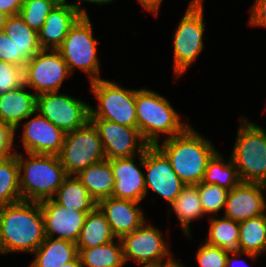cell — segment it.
<instances>
[{
    "label": "cell",
    "instance_id": "cell-43",
    "mask_svg": "<svg viewBox=\"0 0 266 267\" xmlns=\"http://www.w3.org/2000/svg\"><path fill=\"white\" fill-rule=\"evenodd\" d=\"M246 255V256H248V257H251L252 259H256L257 258V256L258 255H256V254H252V253H242V252H240V253H237V254H233V258H231V256L230 255H228L227 256V259H226V267H233V265H234V263H233V261L234 260H236V261H239L240 259H238L237 258V256L239 257V256H241V255ZM237 258V259H236Z\"/></svg>",
    "mask_w": 266,
    "mask_h": 267
},
{
    "label": "cell",
    "instance_id": "cell-12",
    "mask_svg": "<svg viewBox=\"0 0 266 267\" xmlns=\"http://www.w3.org/2000/svg\"><path fill=\"white\" fill-rule=\"evenodd\" d=\"M120 240L125 263L129 259H134L139 265H167L174 261L162 232L145 222L133 232L123 235ZM166 257L164 263L163 258Z\"/></svg>",
    "mask_w": 266,
    "mask_h": 267
},
{
    "label": "cell",
    "instance_id": "cell-1",
    "mask_svg": "<svg viewBox=\"0 0 266 267\" xmlns=\"http://www.w3.org/2000/svg\"><path fill=\"white\" fill-rule=\"evenodd\" d=\"M45 238L40 202L20 201L0 207V254H32Z\"/></svg>",
    "mask_w": 266,
    "mask_h": 267
},
{
    "label": "cell",
    "instance_id": "cell-40",
    "mask_svg": "<svg viewBox=\"0 0 266 267\" xmlns=\"http://www.w3.org/2000/svg\"><path fill=\"white\" fill-rule=\"evenodd\" d=\"M23 0H0V12L7 16L18 15Z\"/></svg>",
    "mask_w": 266,
    "mask_h": 267
},
{
    "label": "cell",
    "instance_id": "cell-5",
    "mask_svg": "<svg viewBox=\"0 0 266 267\" xmlns=\"http://www.w3.org/2000/svg\"><path fill=\"white\" fill-rule=\"evenodd\" d=\"M231 159L241 182L266 184V132L241 119Z\"/></svg>",
    "mask_w": 266,
    "mask_h": 267
},
{
    "label": "cell",
    "instance_id": "cell-13",
    "mask_svg": "<svg viewBox=\"0 0 266 267\" xmlns=\"http://www.w3.org/2000/svg\"><path fill=\"white\" fill-rule=\"evenodd\" d=\"M138 157L141 167L146 169V195L150 187L172 204L185 184L174 172L169 159L156 145H149L143 153L138 154Z\"/></svg>",
    "mask_w": 266,
    "mask_h": 267
},
{
    "label": "cell",
    "instance_id": "cell-42",
    "mask_svg": "<svg viewBox=\"0 0 266 267\" xmlns=\"http://www.w3.org/2000/svg\"><path fill=\"white\" fill-rule=\"evenodd\" d=\"M77 1H78V3H74V4L72 3L71 7L81 16H88V14H87V11L85 9H82L80 7V4H79L80 1H85V2L87 1V2L100 4V5L113 2V0H77Z\"/></svg>",
    "mask_w": 266,
    "mask_h": 267
},
{
    "label": "cell",
    "instance_id": "cell-27",
    "mask_svg": "<svg viewBox=\"0 0 266 267\" xmlns=\"http://www.w3.org/2000/svg\"><path fill=\"white\" fill-rule=\"evenodd\" d=\"M209 234L205 242L221 248L227 255L240 253L239 222L226 217L210 218Z\"/></svg>",
    "mask_w": 266,
    "mask_h": 267
},
{
    "label": "cell",
    "instance_id": "cell-37",
    "mask_svg": "<svg viewBox=\"0 0 266 267\" xmlns=\"http://www.w3.org/2000/svg\"><path fill=\"white\" fill-rule=\"evenodd\" d=\"M15 130L0 120V159H6L16 154L11 148L14 146Z\"/></svg>",
    "mask_w": 266,
    "mask_h": 267
},
{
    "label": "cell",
    "instance_id": "cell-45",
    "mask_svg": "<svg viewBox=\"0 0 266 267\" xmlns=\"http://www.w3.org/2000/svg\"><path fill=\"white\" fill-rule=\"evenodd\" d=\"M50 2L54 7H67L71 6V4H68L66 0H47Z\"/></svg>",
    "mask_w": 266,
    "mask_h": 267
},
{
    "label": "cell",
    "instance_id": "cell-16",
    "mask_svg": "<svg viewBox=\"0 0 266 267\" xmlns=\"http://www.w3.org/2000/svg\"><path fill=\"white\" fill-rule=\"evenodd\" d=\"M266 184L240 182L227 195L224 217L241 222L265 214Z\"/></svg>",
    "mask_w": 266,
    "mask_h": 267
},
{
    "label": "cell",
    "instance_id": "cell-20",
    "mask_svg": "<svg viewBox=\"0 0 266 267\" xmlns=\"http://www.w3.org/2000/svg\"><path fill=\"white\" fill-rule=\"evenodd\" d=\"M81 17L71 6L54 7L38 31L41 49L57 50L71 27Z\"/></svg>",
    "mask_w": 266,
    "mask_h": 267
},
{
    "label": "cell",
    "instance_id": "cell-31",
    "mask_svg": "<svg viewBox=\"0 0 266 267\" xmlns=\"http://www.w3.org/2000/svg\"><path fill=\"white\" fill-rule=\"evenodd\" d=\"M22 201L17 156L0 159V207Z\"/></svg>",
    "mask_w": 266,
    "mask_h": 267
},
{
    "label": "cell",
    "instance_id": "cell-30",
    "mask_svg": "<svg viewBox=\"0 0 266 267\" xmlns=\"http://www.w3.org/2000/svg\"><path fill=\"white\" fill-rule=\"evenodd\" d=\"M239 247L242 253L266 252V214L239 222Z\"/></svg>",
    "mask_w": 266,
    "mask_h": 267
},
{
    "label": "cell",
    "instance_id": "cell-7",
    "mask_svg": "<svg viewBox=\"0 0 266 267\" xmlns=\"http://www.w3.org/2000/svg\"><path fill=\"white\" fill-rule=\"evenodd\" d=\"M98 40L93 37L89 16H81L71 27L61 46L57 49L71 74L77 67L89 75L90 82L101 79L97 58Z\"/></svg>",
    "mask_w": 266,
    "mask_h": 267
},
{
    "label": "cell",
    "instance_id": "cell-6",
    "mask_svg": "<svg viewBox=\"0 0 266 267\" xmlns=\"http://www.w3.org/2000/svg\"><path fill=\"white\" fill-rule=\"evenodd\" d=\"M91 83V91L98 100V107H90V119H103L137 128L136 90L99 79Z\"/></svg>",
    "mask_w": 266,
    "mask_h": 267
},
{
    "label": "cell",
    "instance_id": "cell-29",
    "mask_svg": "<svg viewBox=\"0 0 266 267\" xmlns=\"http://www.w3.org/2000/svg\"><path fill=\"white\" fill-rule=\"evenodd\" d=\"M91 248H83L79 253L82 267H122L125 265L120 238Z\"/></svg>",
    "mask_w": 266,
    "mask_h": 267
},
{
    "label": "cell",
    "instance_id": "cell-25",
    "mask_svg": "<svg viewBox=\"0 0 266 267\" xmlns=\"http://www.w3.org/2000/svg\"><path fill=\"white\" fill-rule=\"evenodd\" d=\"M114 238L116 236L113 234L104 214L96 207L86 215L84 225L76 243L78 253L83 248L100 246L113 241Z\"/></svg>",
    "mask_w": 266,
    "mask_h": 267
},
{
    "label": "cell",
    "instance_id": "cell-8",
    "mask_svg": "<svg viewBox=\"0 0 266 267\" xmlns=\"http://www.w3.org/2000/svg\"><path fill=\"white\" fill-rule=\"evenodd\" d=\"M203 17V0H191L179 26L175 29L173 67L176 79L187 71L204 48L202 37L206 23Z\"/></svg>",
    "mask_w": 266,
    "mask_h": 267
},
{
    "label": "cell",
    "instance_id": "cell-2",
    "mask_svg": "<svg viewBox=\"0 0 266 267\" xmlns=\"http://www.w3.org/2000/svg\"><path fill=\"white\" fill-rule=\"evenodd\" d=\"M156 146L169 159L171 167L185 185L203 181L208 161L217 152L210 141L204 139L191 126L182 134L164 139Z\"/></svg>",
    "mask_w": 266,
    "mask_h": 267
},
{
    "label": "cell",
    "instance_id": "cell-44",
    "mask_svg": "<svg viewBox=\"0 0 266 267\" xmlns=\"http://www.w3.org/2000/svg\"><path fill=\"white\" fill-rule=\"evenodd\" d=\"M61 267H82V262L79 255L74 260L64 264Z\"/></svg>",
    "mask_w": 266,
    "mask_h": 267
},
{
    "label": "cell",
    "instance_id": "cell-17",
    "mask_svg": "<svg viewBox=\"0 0 266 267\" xmlns=\"http://www.w3.org/2000/svg\"><path fill=\"white\" fill-rule=\"evenodd\" d=\"M37 115L25 122L22 143L26 153L59 155L66 133L48 119Z\"/></svg>",
    "mask_w": 266,
    "mask_h": 267
},
{
    "label": "cell",
    "instance_id": "cell-4",
    "mask_svg": "<svg viewBox=\"0 0 266 267\" xmlns=\"http://www.w3.org/2000/svg\"><path fill=\"white\" fill-rule=\"evenodd\" d=\"M137 128L149 145L159 143L160 134L165 139L182 134L190 125L180 121L178 112L170 102L156 92L136 90Z\"/></svg>",
    "mask_w": 266,
    "mask_h": 267
},
{
    "label": "cell",
    "instance_id": "cell-32",
    "mask_svg": "<svg viewBox=\"0 0 266 267\" xmlns=\"http://www.w3.org/2000/svg\"><path fill=\"white\" fill-rule=\"evenodd\" d=\"M222 155L216 152L208 161L205 175L203 178L206 184H216L227 190H231L241 181L234 162L230 158L226 163Z\"/></svg>",
    "mask_w": 266,
    "mask_h": 267
},
{
    "label": "cell",
    "instance_id": "cell-47",
    "mask_svg": "<svg viewBox=\"0 0 266 267\" xmlns=\"http://www.w3.org/2000/svg\"><path fill=\"white\" fill-rule=\"evenodd\" d=\"M159 267H185V266L182 265L181 263L177 262L176 260H174L173 262H171L167 265H159Z\"/></svg>",
    "mask_w": 266,
    "mask_h": 267
},
{
    "label": "cell",
    "instance_id": "cell-36",
    "mask_svg": "<svg viewBox=\"0 0 266 267\" xmlns=\"http://www.w3.org/2000/svg\"><path fill=\"white\" fill-rule=\"evenodd\" d=\"M227 256L221 248L205 242L198 249L196 259L200 267H226Z\"/></svg>",
    "mask_w": 266,
    "mask_h": 267
},
{
    "label": "cell",
    "instance_id": "cell-19",
    "mask_svg": "<svg viewBox=\"0 0 266 267\" xmlns=\"http://www.w3.org/2000/svg\"><path fill=\"white\" fill-rule=\"evenodd\" d=\"M134 158L109 160L115 180L111 197L140 203L146 196L145 173L135 165Z\"/></svg>",
    "mask_w": 266,
    "mask_h": 267
},
{
    "label": "cell",
    "instance_id": "cell-46",
    "mask_svg": "<svg viewBox=\"0 0 266 267\" xmlns=\"http://www.w3.org/2000/svg\"><path fill=\"white\" fill-rule=\"evenodd\" d=\"M8 16L5 15L4 13L0 12V32L3 31V27L5 25L6 18Z\"/></svg>",
    "mask_w": 266,
    "mask_h": 267
},
{
    "label": "cell",
    "instance_id": "cell-21",
    "mask_svg": "<svg viewBox=\"0 0 266 267\" xmlns=\"http://www.w3.org/2000/svg\"><path fill=\"white\" fill-rule=\"evenodd\" d=\"M25 84L0 94V120L9 124L15 133L24 119L36 113V94L26 91Z\"/></svg>",
    "mask_w": 266,
    "mask_h": 267
},
{
    "label": "cell",
    "instance_id": "cell-38",
    "mask_svg": "<svg viewBox=\"0 0 266 267\" xmlns=\"http://www.w3.org/2000/svg\"><path fill=\"white\" fill-rule=\"evenodd\" d=\"M0 60L20 66V55H16V46L4 31L0 32Z\"/></svg>",
    "mask_w": 266,
    "mask_h": 267
},
{
    "label": "cell",
    "instance_id": "cell-18",
    "mask_svg": "<svg viewBox=\"0 0 266 267\" xmlns=\"http://www.w3.org/2000/svg\"><path fill=\"white\" fill-rule=\"evenodd\" d=\"M138 204L139 202L113 197L103 198L97 202V207L104 214L116 239L133 232L146 222Z\"/></svg>",
    "mask_w": 266,
    "mask_h": 267
},
{
    "label": "cell",
    "instance_id": "cell-41",
    "mask_svg": "<svg viewBox=\"0 0 266 267\" xmlns=\"http://www.w3.org/2000/svg\"><path fill=\"white\" fill-rule=\"evenodd\" d=\"M138 2L143 6L144 9L157 16L159 6L163 0H138Z\"/></svg>",
    "mask_w": 266,
    "mask_h": 267
},
{
    "label": "cell",
    "instance_id": "cell-15",
    "mask_svg": "<svg viewBox=\"0 0 266 267\" xmlns=\"http://www.w3.org/2000/svg\"><path fill=\"white\" fill-rule=\"evenodd\" d=\"M46 237L77 243L88 212L74 211L57 204L53 199L40 202Z\"/></svg>",
    "mask_w": 266,
    "mask_h": 267
},
{
    "label": "cell",
    "instance_id": "cell-48",
    "mask_svg": "<svg viewBox=\"0 0 266 267\" xmlns=\"http://www.w3.org/2000/svg\"><path fill=\"white\" fill-rule=\"evenodd\" d=\"M141 267H159V265H145V264H142Z\"/></svg>",
    "mask_w": 266,
    "mask_h": 267
},
{
    "label": "cell",
    "instance_id": "cell-33",
    "mask_svg": "<svg viewBox=\"0 0 266 267\" xmlns=\"http://www.w3.org/2000/svg\"><path fill=\"white\" fill-rule=\"evenodd\" d=\"M53 8L47 0H23L19 15L30 28L38 32Z\"/></svg>",
    "mask_w": 266,
    "mask_h": 267
},
{
    "label": "cell",
    "instance_id": "cell-3",
    "mask_svg": "<svg viewBox=\"0 0 266 267\" xmlns=\"http://www.w3.org/2000/svg\"><path fill=\"white\" fill-rule=\"evenodd\" d=\"M15 155L19 164L22 201L41 202L53 199L68 176L59 156L27 153L28 159L24 160L23 155L17 152Z\"/></svg>",
    "mask_w": 266,
    "mask_h": 267
},
{
    "label": "cell",
    "instance_id": "cell-22",
    "mask_svg": "<svg viewBox=\"0 0 266 267\" xmlns=\"http://www.w3.org/2000/svg\"><path fill=\"white\" fill-rule=\"evenodd\" d=\"M3 31L12 39L16 46V55H20V66L41 50L38 32L30 28L20 15L8 16Z\"/></svg>",
    "mask_w": 266,
    "mask_h": 267
},
{
    "label": "cell",
    "instance_id": "cell-39",
    "mask_svg": "<svg viewBox=\"0 0 266 267\" xmlns=\"http://www.w3.org/2000/svg\"><path fill=\"white\" fill-rule=\"evenodd\" d=\"M250 10L249 24L266 28V0H256Z\"/></svg>",
    "mask_w": 266,
    "mask_h": 267
},
{
    "label": "cell",
    "instance_id": "cell-34",
    "mask_svg": "<svg viewBox=\"0 0 266 267\" xmlns=\"http://www.w3.org/2000/svg\"><path fill=\"white\" fill-rule=\"evenodd\" d=\"M197 188L204 215L217 214L225 207L229 190L216 184H206L204 182L197 184Z\"/></svg>",
    "mask_w": 266,
    "mask_h": 267
},
{
    "label": "cell",
    "instance_id": "cell-14",
    "mask_svg": "<svg viewBox=\"0 0 266 267\" xmlns=\"http://www.w3.org/2000/svg\"><path fill=\"white\" fill-rule=\"evenodd\" d=\"M90 121L99 132L105 158L108 160L135 157L137 152V154L143 153L149 146L138 128L103 119H90Z\"/></svg>",
    "mask_w": 266,
    "mask_h": 267
},
{
    "label": "cell",
    "instance_id": "cell-24",
    "mask_svg": "<svg viewBox=\"0 0 266 267\" xmlns=\"http://www.w3.org/2000/svg\"><path fill=\"white\" fill-rule=\"evenodd\" d=\"M76 177L86 187L88 193L96 202L112 196L115 180L108 159L91 164L86 169L80 171Z\"/></svg>",
    "mask_w": 266,
    "mask_h": 267
},
{
    "label": "cell",
    "instance_id": "cell-26",
    "mask_svg": "<svg viewBox=\"0 0 266 267\" xmlns=\"http://www.w3.org/2000/svg\"><path fill=\"white\" fill-rule=\"evenodd\" d=\"M55 195L53 200L67 209L92 211L97 207L96 200L75 175H68Z\"/></svg>",
    "mask_w": 266,
    "mask_h": 267
},
{
    "label": "cell",
    "instance_id": "cell-11",
    "mask_svg": "<svg viewBox=\"0 0 266 267\" xmlns=\"http://www.w3.org/2000/svg\"><path fill=\"white\" fill-rule=\"evenodd\" d=\"M69 75L68 66L58 50L41 49L23 68L24 84L36 90V95L59 91Z\"/></svg>",
    "mask_w": 266,
    "mask_h": 267
},
{
    "label": "cell",
    "instance_id": "cell-28",
    "mask_svg": "<svg viewBox=\"0 0 266 267\" xmlns=\"http://www.w3.org/2000/svg\"><path fill=\"white\" fill-rule=\"evenodd\" d=\"M171 205L179 219L184 235L190 239L189 225L191 221L204 216L197 184L185 185Z\"/></svg>",
    "mask_w": 266,
    "mask_h": 267
},
{
    "label": "cell",
    "instance_id": "cell-23",
    "mask_svg": "<svg viewBox=\"0 0 266 267\" xmlns=\"http://www.w3.org/2000/svg\"><path fill=\"white\" fill-rule=\"evenodd\" d=\"M32 254L36 257L29 267H61L74 260L78 256V250L76 243L46 237Z\"/></svg>",
    "mask_w": 266,
    "mask_h": 267
},
{
    "label": "cell",
    "instance_id": "cell-10",
    "mask_svg": "<svg viewBox=\"0 0 266 267\" xmlns=\"http://www.w3.org/2000/svg\"><path fill=\"white\" fill-rule=\"evenodd\" d=\"M36 112L65 133L83 127L90 120V105L59 91L37 95Z\"/></svg>",
    "mask_w": 266,
    "mask_h": 267
},
{
    "label": "cell",
    "instance_id": "cell-35",
    "mask_svg": "<svg viewBox=\"0 0 266 267\" xmlns=\"http://www.w3.org/2000/svg\"><path fill=\"white\" fill-rule=\"evenodd\" d=\"M23 84V67L0 60V94Z\"/></svg>",
    "mask_w": 266,
    "mask_h": 267
},
{
    "label": "cell",
    "instance_id": "cell-9",
    "mask_svg": "<svg viewBox=\"0 0 266 267\" xmlns=\"http://www.w3.org/2000/svg\"><path fill=\"white\" fill-rule=\"evenodd\" d=\"M67 175H77L91 164L105 158L99 132L89 120L83 127L65 135L58 155Z\"/></svg>",
    "mask_w": 266,
    "mask_h": 267
}]
</instances>
